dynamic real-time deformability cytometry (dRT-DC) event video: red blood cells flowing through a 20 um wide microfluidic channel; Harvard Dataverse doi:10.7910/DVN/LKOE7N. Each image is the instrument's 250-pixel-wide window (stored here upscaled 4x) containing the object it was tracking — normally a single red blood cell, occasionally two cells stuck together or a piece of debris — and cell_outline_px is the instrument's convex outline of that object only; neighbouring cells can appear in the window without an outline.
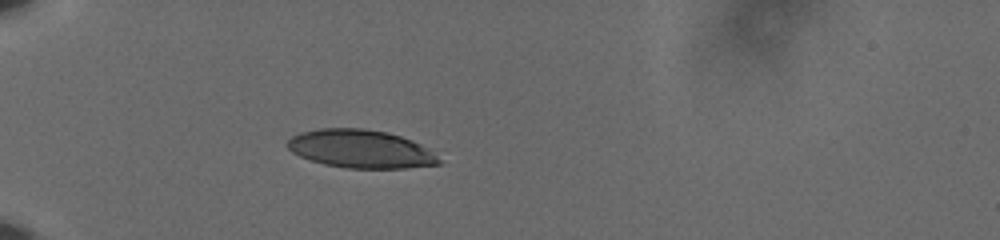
{"species": "human", "species_latin": "Homo sapiens", "temperature_condition": "cold", "stored_images_in_passage": 40, "camera_frame_rate_fps": 3000, "um_per_image_px": 0.085, "donor": {"sex": "male"}, "frame": {"image": 1, "passage_image": 1, "time_ms": 0.0, "image_size_px": [1000, 240], "cell_outline_px": [[440, 164], [408, 168], [344, 168], [324, 164], [300, 156], [292, 152], [288, 148], [288, 140], [292, 136], [300, 132], [320, 128], [364, 128], [384, 132], [400, 136], [412, 140], [432, 148], [440, 160]], "centroid_in_image_um": [30.7, 12.66], "position_along_channel_um": 54.3, "area_um2": 33.87}}
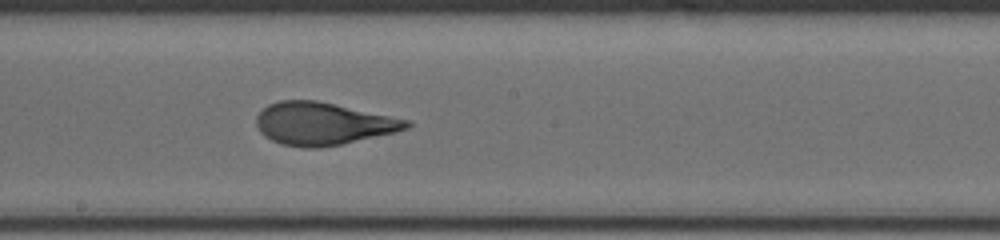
{"frame": {"image": 2, "passage_image": 17, "time_ms": 5.333, "image_size_px": [1000, 240], "cell_outline_px": [[412, 124], [408, 128], [396, 132], [344, 144], [320, 148], [304, 148], [280, 144], [264, 136], [260, 132], [256, 124], [256, 116], [268, 104], [280, 100], [316, 100], [408, 120]], "centroid_in_image_um": [27.42, 10.53], "position_along_channel_um": 220.8, "area_um2": 37.22}}
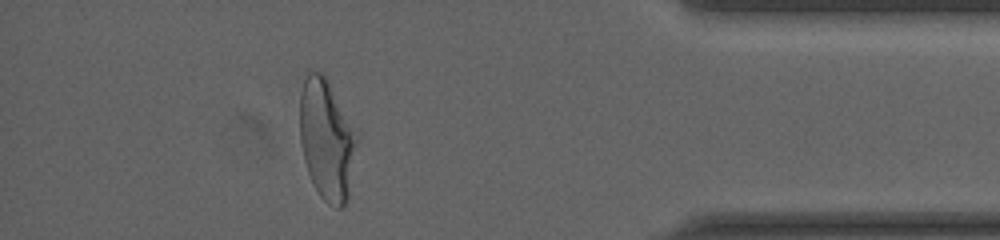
{"frame": {"image": 3, "passage_image": 35, "time_ms": 11.333, "image_size_px": [1000, 240], "cell_outline_px": [[360, 140], [348, 200], [340, 208], [336, 208], [328, 204], [316, 192], [312, 184], [304, 160], [300, 144], [300, 92], [304, 80], [308, 72], [320, 72], [324, 76], [360, 132]], "centroid_in_image_um": [27.83, 11.92], "position_along_channel_um": 407.4, "area_um2": 41.27}, "authors_computed_cell_mechanics": {"area_um2": 37.1365, "velocity_mm_per_s": 3.6208, "shape_relaxation_time_tau1_ms": 5.3924, "shape_relaxation_time_tau2_ms": 0.771, "deformation_change_tau1": 0.2085, "deformation_change_tau2": 0.08}}